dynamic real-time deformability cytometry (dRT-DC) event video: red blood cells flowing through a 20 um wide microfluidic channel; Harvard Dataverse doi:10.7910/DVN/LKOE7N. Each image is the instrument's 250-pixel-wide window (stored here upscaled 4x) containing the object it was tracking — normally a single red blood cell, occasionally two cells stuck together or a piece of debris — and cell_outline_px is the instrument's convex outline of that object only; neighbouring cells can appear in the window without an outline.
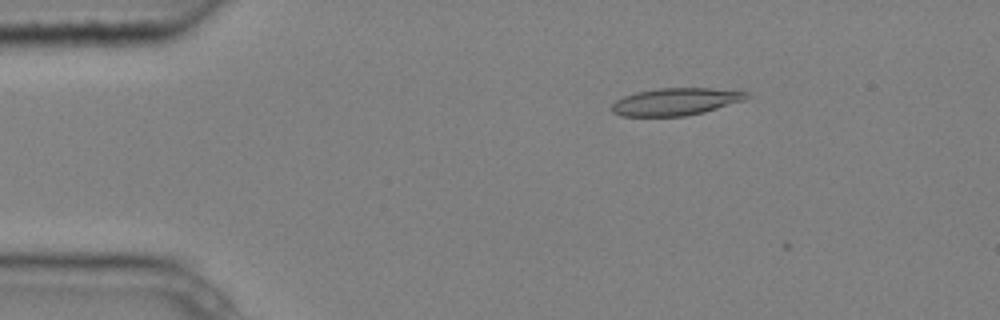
{"species": "common noctule bat (a hibernating species)", "species_latin": "Nyctalus noctula", "temperature_condition": "cold", "stored_images_in_passage": 5, "camera_frame_rate_fps": 3000, "um_per_image_px": 0.085, "animal": {"sex": "male", "body_mass_g": 20.4}, "frame": {"image": 1, "passage_image": 3, "time_ms": 0.667, "image_size_px": [1000, 320], "cell_outline_px": [[752, 96], [744, 100], [704, 112], [684, 116], [620, 116], [612, 112], [612, 104], [616, 100], [624, 96], [636, 92], [656, 88], [712, 88], [748, 92]], "centroid_in_image_um": [57.43, 8.64], "position_along_channel_um": 27.6, "area_um2": 21.5}}
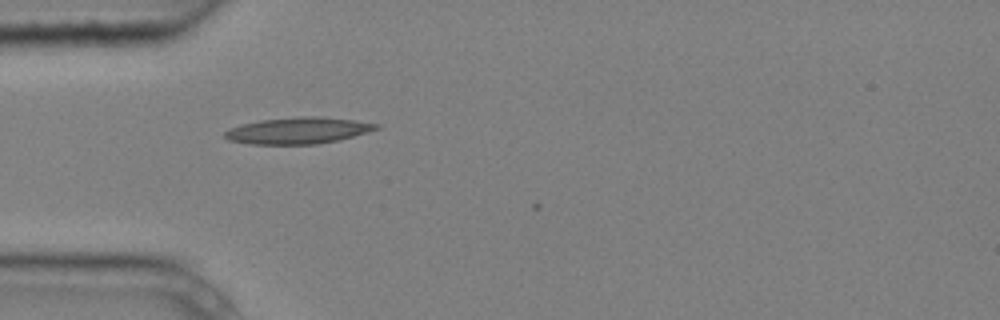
{"frame": {"image": 2, "passage_image": 5, "time_ms": 1.333, "image_size_px": [1000, 320], "cell_outline_px": [[380, 128], [340, 140], [316, 144], [248, 144], [228, 140], [224, 136], [224, 132], [228, 128], [240, 124], [260, 120], [300, 116], [320, 116], [352, 120], [380, 124]], "centroid_in_image_um": [25.3, 11.09], "position_along_channel_um": 59.7, "area_um2": 23.47}}